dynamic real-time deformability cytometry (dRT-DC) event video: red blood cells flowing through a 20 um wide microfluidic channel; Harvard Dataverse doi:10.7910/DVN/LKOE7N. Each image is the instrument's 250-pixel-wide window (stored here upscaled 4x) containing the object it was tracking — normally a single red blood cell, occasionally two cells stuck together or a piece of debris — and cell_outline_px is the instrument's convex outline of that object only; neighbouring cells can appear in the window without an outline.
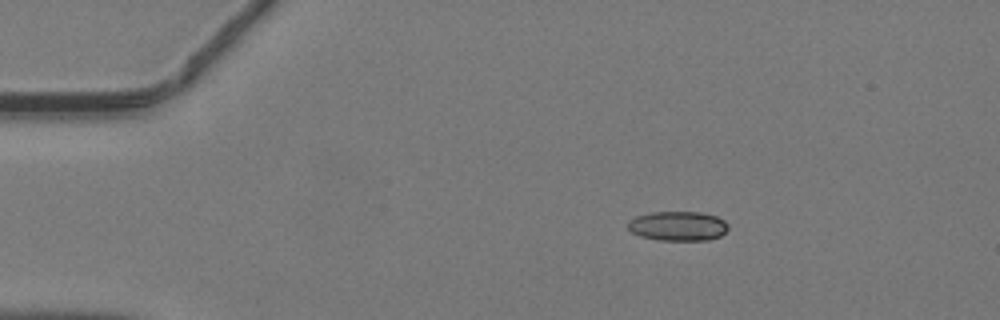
{"species": "common noctule bat (a hibernating species)", "species_latin": "Nyctalus noctula", "temperature_condition": "warm", "stored_images_in_passage": 39, "camera_frame_rate_fps": 3000, "um_per_image_px": 0.085, "animal": {"sex": "male", "body_mass_g": 19.2, "forearm_length_mm": 51.8}, "frame": {"image": 1, "passage_image": 1, "time_ms": 0.0, "image_size_px": [1000, 320], "cell_outline_px": [[728, 228], [720, 236], [708, 240], [660, 240], [640, 236], [632, 232], [628, 228], [628, 220], [636, 216], [652, 212], [700, 212], [716, 216], [724, 220], [728, 224]], "centroid_in_image_um": [57.62, 19.21], "position_along_channel_um": 27.4, "area_um2": 17.22}}
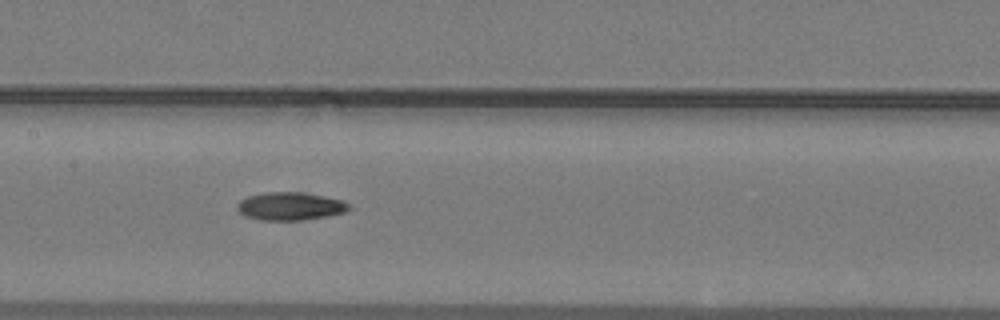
{"frame": {"image": 2, "passage_image": 16, "time_ms": 5.0, "image_size_px": [1000, 320], "cell_outline_px": [[352, 208], [344, 212], [324, 216], [300, 220], [260, 220], [244, 216], [236, 208], [236, 204], [240, 200], [248, 196], [264, 192], [300, 192], [324, 196], [344, 200]], "centroid_in_image_um": [24.63, 17.52], "position_along_channel_um": 182.8, "area_um2": 18.21}}
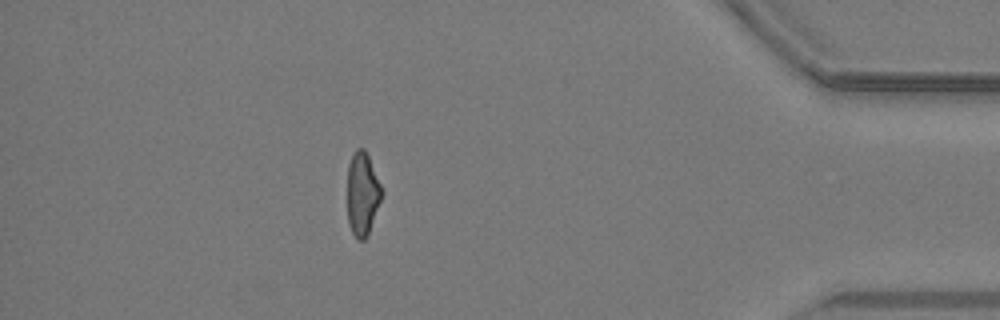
{"frame": {"image": 3, "passage_image": 34, "time_ms": 11.0, "image_size_px": [1000, 320], "cell_outline_px": [[384, 192], [368, 236], [364, 240], [356, 240], [348, 224], [348, 164], [356, 148], [364, 148], [368, 156]], "centroid_in_image_um": [30.81, 16.52], "position_along_channel_um": 404.4, "area_um2": 16.82}}